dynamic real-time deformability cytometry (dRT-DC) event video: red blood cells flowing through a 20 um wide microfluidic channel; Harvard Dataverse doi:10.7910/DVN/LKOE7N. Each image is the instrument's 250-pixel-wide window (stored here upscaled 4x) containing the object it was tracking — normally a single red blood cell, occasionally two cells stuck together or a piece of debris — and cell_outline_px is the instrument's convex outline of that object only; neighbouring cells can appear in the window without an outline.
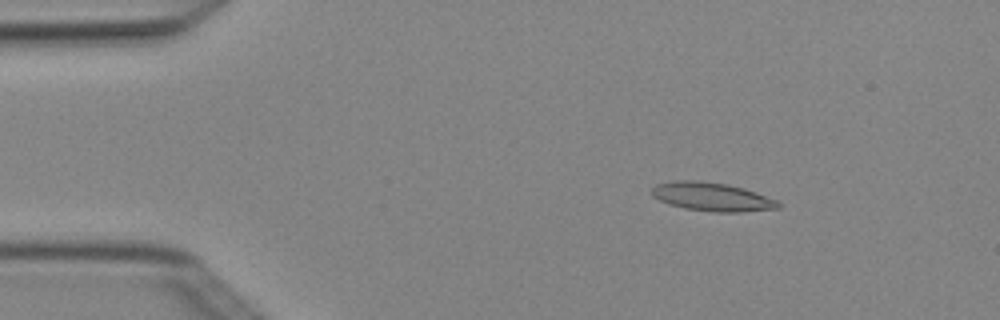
{"species": "Egyptian fruit bat (a non-hibernating species)", "species_latin": "Rousettus aegyptiacus", "temperature_condition": "cold", "stored_images_in_passage": 3, "camera_frame_rate_fps": 3000, "um_per_image_px": 0.085, "animal": {"sex": "female"}, "frame": {"image": 1, "passage_image": 2, "time_ms": 0.333, "image_size_px": [1000, 320], "cell_outline_px": [[780, 208], [740, 212], [712, 212], [684, 208], [668, 204], [652, 196], [652, 188], [656, 184], [672, 180], [696, 180], [728, 184], [744, 188], [756, 192], [776, 200], [780, 204]], "centroid_in_image_um": [60.49, 16.72], "position_along_channel_um": 24.5, "area_um2": 21.15}}